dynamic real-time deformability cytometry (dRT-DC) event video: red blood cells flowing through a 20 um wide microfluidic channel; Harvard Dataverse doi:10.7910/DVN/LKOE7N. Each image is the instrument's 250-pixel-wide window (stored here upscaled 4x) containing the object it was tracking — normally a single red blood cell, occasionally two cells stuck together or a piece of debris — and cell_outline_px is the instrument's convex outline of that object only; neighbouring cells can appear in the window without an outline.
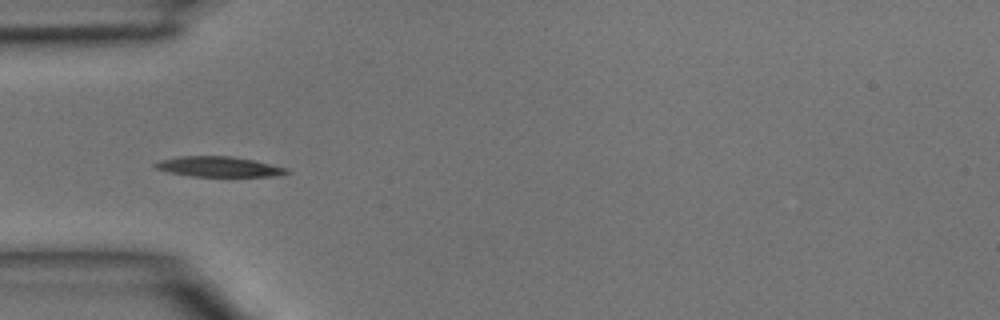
{"species": "common noctule bat (a hibernating species)", "species_latin": "Nyctalus noctula", "temperature_condition": "room temperature", "stored_images_in_passage": 44, "camera_frame_rate_fps": 3000, "um_per_image_px": 0.085, "animal": {"sex": "male", "body_mass_g": 15.6}, "frame": {"image": 1, "passage_image": 13, "time_ms": 4.0, "image_size_px": [1000, 320], "cell_outline_px": [[292, 172], [272, 176], [192, 176], [168, 172], [152, 168], [152, 164], [160, 160], [180, 156], [228, 156], [252, 160], [288, 168]], "centroid_in_image_um": [18.53, 14.17], "position_along_channel_um": 66.5, "area_um2": 15.43}}
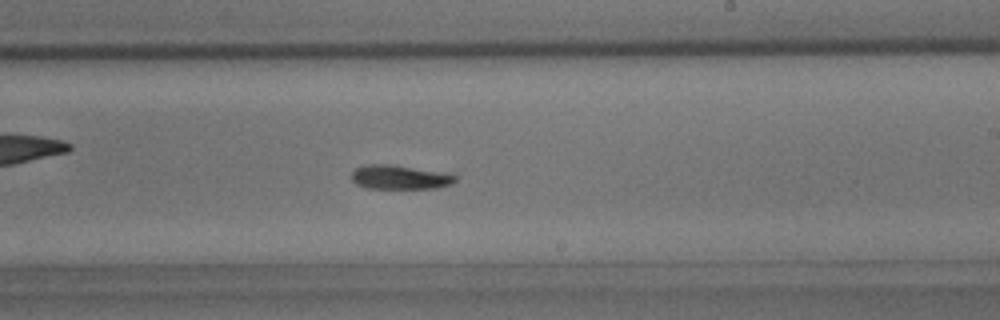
{"frame": {"image": 2, "passage_image": 26, "time_ms": 8.333, "image_size_px": [1000, 320], "cell_outline_px": [[456, 180], [452, 184], [436, 188], [368, 188], [356, 184], [352, 180], [352, 172], [356, 168], [368, 164], [388, 164], [456, 176]], "centroid_in_image_um": [33.9, 15.08], "position_along_channel_um": 255.1, "area_um2": 13.99}}
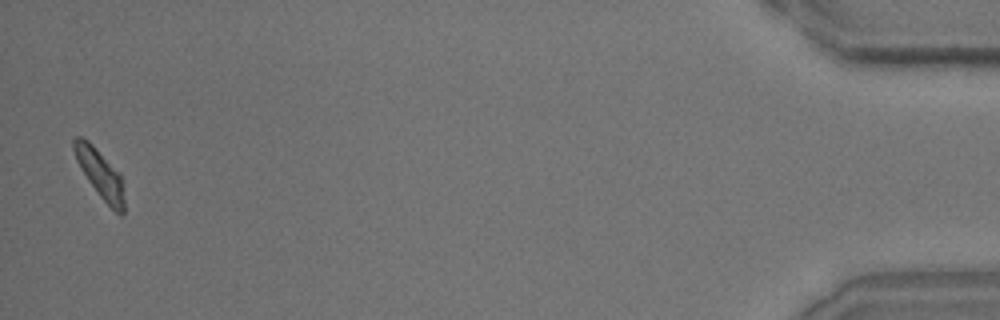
{"frame": {"image": 3, "passage_image": 44, "time_ms": 14.333, "image_size_px": [1000, 320], "cell_outline_px": [[124, 216], [120, 216], [100, 196], [88, 180], [80, 168], [76, 160], [72, 148], [72, 140], [76, 136], [80, 136], [88, 140], [120, 172], [124, 200]], "centroid_in_image_um": [8.49, 14.74], "position_along_channel_um": 426.7, "area_um2": 14.22}}